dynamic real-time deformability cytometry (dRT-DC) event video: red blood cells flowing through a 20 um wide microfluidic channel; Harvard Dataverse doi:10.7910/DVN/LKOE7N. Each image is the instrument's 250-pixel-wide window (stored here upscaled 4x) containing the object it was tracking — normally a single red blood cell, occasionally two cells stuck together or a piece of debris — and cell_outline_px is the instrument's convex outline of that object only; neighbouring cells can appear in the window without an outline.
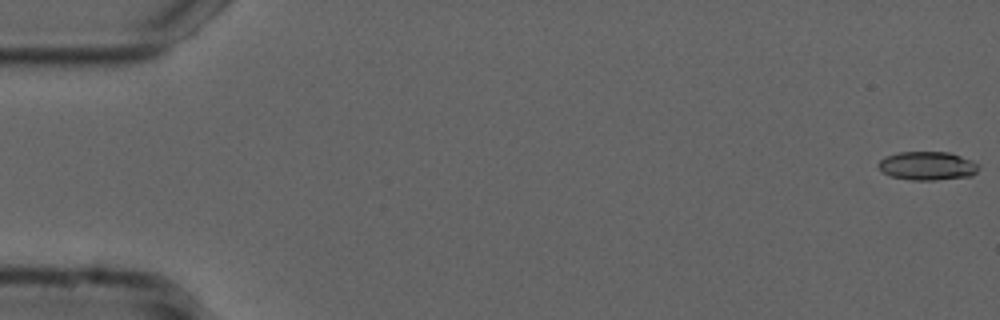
{"species": "common noctule bat (a hibernating species)", "species_latin": "Nyctalus noctula", "temperature_condition": "cold", "stored_images_in_passage": 16, "camera_frame_rate_fps": 3000, "um_per_image_px": 0.085, "animal": {"sex": "male", "forearm_length_mm": 52.5}, "frame": {"image": 1, "passage_image": 1, "time_ms": 0.0, "image_size_px": [1000, 320], "cell_outline_px": [[980, 164], [976, 172], [972, 176], [936, 180], [912, 180], [892, 176], [880, 172], [876, 164], [884, 156], [896, 152], [948, 152], [972, 160]], "centroid_in_image_um": [78.79, 14.09], "position_along_channel_um": 6.2, "area_um2": 16.94}}
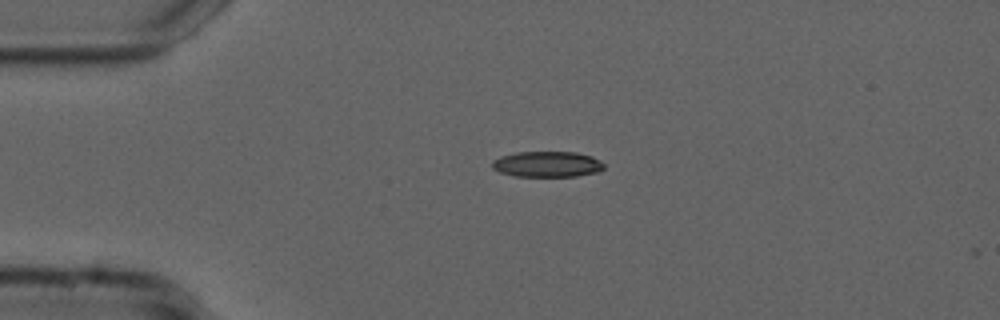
{"frame": {"image": 2, "passage_image": 13, "time_ms": 4.0, "image_size_px": [1000, 320], "cell_outline_px": [[604, 168], [600, 172], [576, 176], [512, 176], [500, 172], [492, 168], [492, 160], [500, 156], [516, 152], [576, 152], [592, 156], [600, 160], [604, 164]], "centroid_in_image_um": [46.52, 13.95], "position_along_channel_um": 38.5, "area_um2": 16.94}}